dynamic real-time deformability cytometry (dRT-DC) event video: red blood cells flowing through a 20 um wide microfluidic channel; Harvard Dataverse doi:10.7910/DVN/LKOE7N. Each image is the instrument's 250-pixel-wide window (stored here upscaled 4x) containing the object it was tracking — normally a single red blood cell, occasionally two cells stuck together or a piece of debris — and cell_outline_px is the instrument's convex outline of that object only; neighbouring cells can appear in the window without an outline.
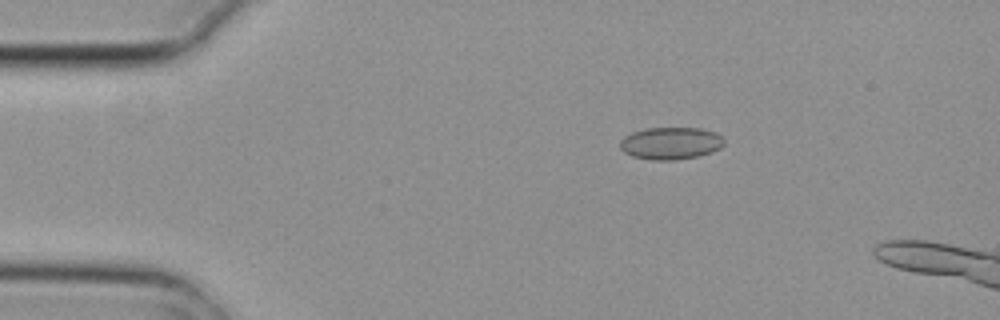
{"species": "common noctule bat (a hibernating species)", "species_latin": "Nyctalus noctula", "temperature_condition": "cold", "stored_images_in_passage": 3, "camera_frame_rate_fps": 3000, "um_per_image_px": 0.085, "animal": {"sex": "female", "body_mass_g": 29.2, "forearm_length_mm": 56.3}, "frame": {"image": 1, "passage_image": 1, "time_ms": 0.0, "image_size_px": [1000, 320], "cell_outline_px": [[724, 144], [720, 148], [712, 152], [700, 156], [676, 160], [652, 160], [632, 156], [624, 152], [620, 148], [620, 140], [624, 136], [632, 132], [644, 128], [700, 128], [716, 132], [724, 140]], "centroid_in_image_um": [57.01, 12.18], "position_along_channel_um": 28.0, "area_um2": 19.77}}